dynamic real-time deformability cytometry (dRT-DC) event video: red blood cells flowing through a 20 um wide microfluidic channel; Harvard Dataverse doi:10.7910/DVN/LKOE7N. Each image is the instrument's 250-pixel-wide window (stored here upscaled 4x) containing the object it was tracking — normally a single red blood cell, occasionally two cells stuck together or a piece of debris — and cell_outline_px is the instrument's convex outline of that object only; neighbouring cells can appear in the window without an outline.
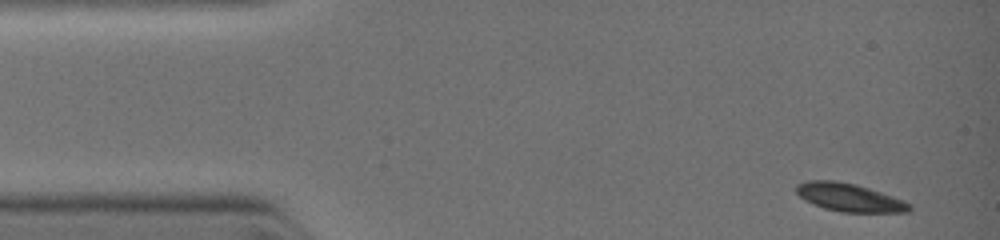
{"species": "common noctule bat (a hibernating species)", "species_latin": "Nyctalus noctula", "temperature_condition": "warm", "stored_images_in_passage": 9, "camera_frame_rate_fps": 3000, "um_per_image_px": 0.085, "animal": {"sex": "female", "body_mass_g": 19.0, "forearm_length_mm": 51.5}, "frame": {"image": 1, "passage_image": 1, "time_ms": 0.0, "image_size_px": [1000, 240], "cell_outline_px": [[912, 208], [908, 212], [840, 212], [824, 208], [812, 204], [804, 200], [796, 192], [796, 184], [808, 180], [832, 180], [856, 184], [892, 196], [912, 204]], "centroid_in_image_um": [72.17, 16.78], "position_along_channel_um": 12.8, "area_um2": 18.5}}
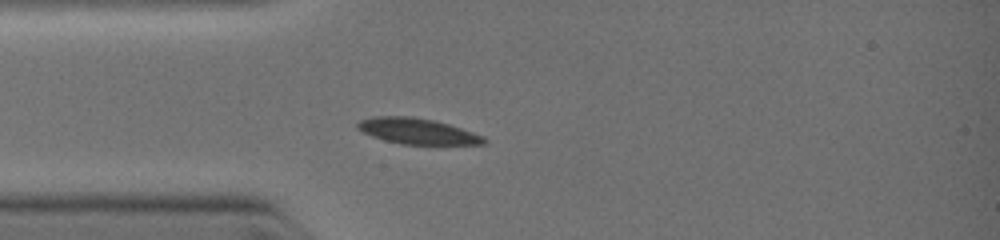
{"frame": {"image": 2, "passage_image": 6, "time_ms": 2.333, "image_size_px": [1000, 240], "cell_outline_px": [[488, 140], [484, 144], [400, 144], [384, 140], [372, 136], [356, 128], [356, 124], [360, 120], [380, 116], [408, 116], [432, 120], [448, 124], [484, 136]], "centroid_in_image_um": [35.47, 11.16], "position_along_channel_um": 49.5, "area_um2": 18.73}}